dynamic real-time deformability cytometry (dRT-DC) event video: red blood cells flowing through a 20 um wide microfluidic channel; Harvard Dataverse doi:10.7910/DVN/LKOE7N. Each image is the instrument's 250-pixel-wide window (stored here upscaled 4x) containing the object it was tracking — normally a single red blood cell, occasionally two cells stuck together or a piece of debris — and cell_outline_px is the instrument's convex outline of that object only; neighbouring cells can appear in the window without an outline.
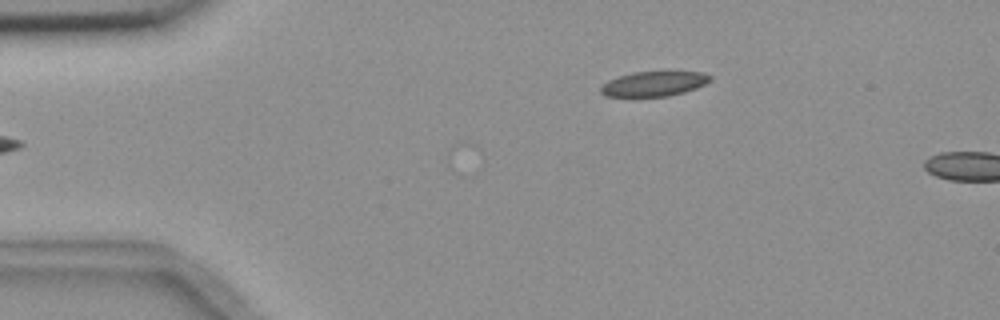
{"species": "common noctule bat (a hibernating species)", "species_latin": "Nyctalus noctula", "temperature_condition": "room temperature", "stored_images_in_passage": 5, "camera_frame_rate_fps": 3000, "um_per_image_px": 0.085, "animal": {"sex": "female", "body_mass_g": 18.4}, "frame": {"image": 1, "passage_image": 5, "time_ms": 4.667, "image_size_px": [1000, 320], "cell_outline_px": [[712, 80], [696, 88], [684, 92], [668, 96], [604, 96], [600, 92], [600, 88], [608, 80], [620, 76], [636, 72], [668, 68], [704, 72], [712, 76]], "centroid_in_image_um": [55.68, 7.06], "position_along_channel_um": 29.3, "area_um2": 16.65}}